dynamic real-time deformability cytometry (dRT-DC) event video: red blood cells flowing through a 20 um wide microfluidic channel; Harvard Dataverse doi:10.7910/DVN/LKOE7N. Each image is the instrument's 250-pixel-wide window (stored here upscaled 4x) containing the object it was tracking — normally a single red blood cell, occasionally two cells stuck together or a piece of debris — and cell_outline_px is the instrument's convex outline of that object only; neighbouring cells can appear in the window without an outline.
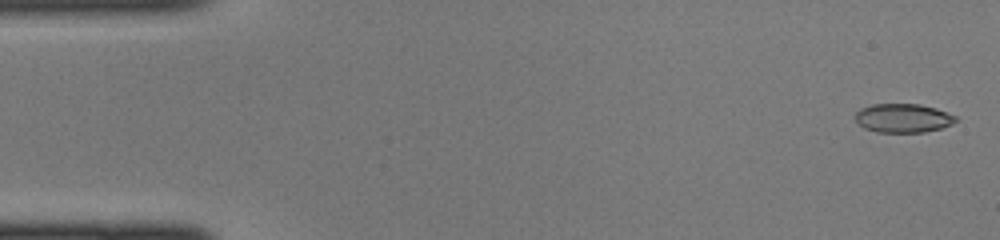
{"species": "common noctule bat (a hibernating species)", "species_latin": "Nyctalus noctula", "temperature_condition": "cold", "stored_images_in_passage": 22, "camera_frame_rate_fps": 3000, "um_per_image_px": 0.085, "animal": {"sex": "female", "body_mass_g": 22.0, "forearm_length_mm": 56.7}, "frame": {"image": 1, "passage_image": 1, "time_ms": 0.0, "image_size_px": [1000, 240], "cell_outline_px": [[960, 120], [952, 124], [940, 128], [924, 132], [876, 132], [864, 128], [856, 120], [856, 112], [860, 108], [872, 104], [920, 104], [936, 108], [956, 116]], "centroid_in_image_um": [76.78, 10.03], "position_along_channel_um": 8.2, "area_um2": 16.94}}